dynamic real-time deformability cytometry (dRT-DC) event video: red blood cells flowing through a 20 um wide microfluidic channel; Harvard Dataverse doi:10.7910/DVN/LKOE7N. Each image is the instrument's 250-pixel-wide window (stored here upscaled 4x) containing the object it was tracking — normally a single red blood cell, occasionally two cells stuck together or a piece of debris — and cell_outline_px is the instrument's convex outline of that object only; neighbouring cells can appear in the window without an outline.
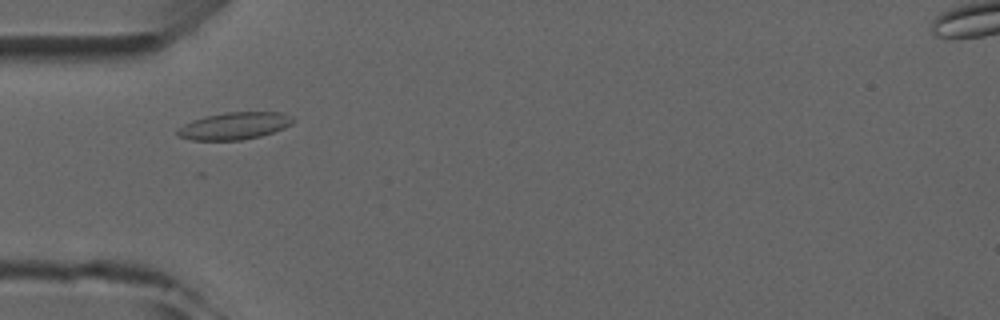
{"species": "common noctule bat (a hibernating species)", "species_latin": "Nyctalus noctula", "temperature_condition": "room temperature", "stored_images_in_passage": 6, "camera_frame_rate_fps": 3000, "um_per_image_px": 0.085, "animal": {"sex": "male", "forearm_length_mm": 52.5}, "frame": {"image": 1, "passage_image": 4, "time_ms": 3.333, "image_size_px": [1000, 320], "cell_outline_px": [[296, 120], [292, 124], [284, 128], [260, 136], [240, 140], [192, 140], [176, 136], [176, 128], [192, 120], [204, 116], [224, 112], [280, 112], [292, 116]], "centroid_in_image_um": [19.9, 10.69], "position_along_channel_um": 65.1, "area_um2": 18.5}}
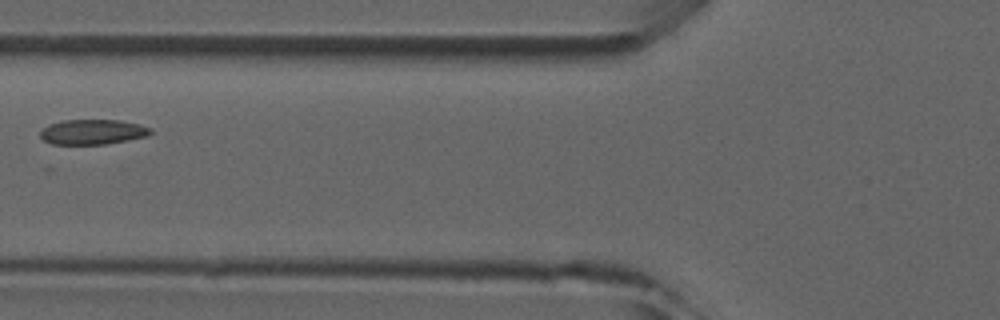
{"frame": {"image": 2, "passage_image": 5, "time_ms": 4.667, "image_size_px": [1000, 320], "cell_outline_px": [[152, 132], [148, 136], [128, 140], [104, 144], [52, 144], [44, 140], [40, 136], [40, 132], [48, 124], [64, 120], [120, 120], [140, 124], [152, 128]], "centroid_in_image_um": [7.9, 11.21], "position_along_channel_um": 117.9, "area_um2": 16.13}}
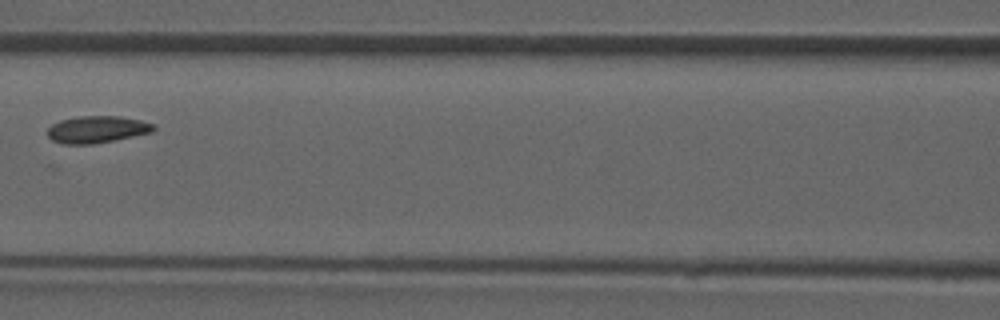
{"frame": {"image": 3, "passage_image": 6, "time_ms": 5.667, "image_size_px": [1000, 320], "cell_outline_px": [[156, 128], [152, 132], [92, 144], [64, 144], [52, 140], [48, 136], [48, 128], [52, 124], [60, 120], [80, 116], [120, 116], [140, 120], [152, 124]], "centroid_in_image_um": [8.22, 10.99], "position_along_channel_um": 158.4, "area_um2": 16.47}}